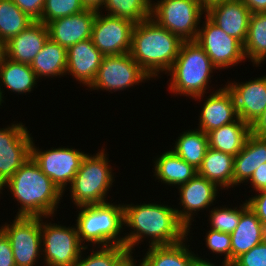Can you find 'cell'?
Instances as JSON below:
<instances>
[{"mask_svg":"<svg viewBox=\"0 0 266 266\" xmlns=\"http://www.w3.org/2000/svg\"><path fill=\"white\" fill-rule=\"evenodd\" d=\"M174 205L160 203H123L125 247L135 252L143 244L160 246L178 243L188 236V228L179 220Z\"/></svg>","mask_w":266,"mask_h":266,"instance_id":"obj_1","label":"cell"},{"mask_svg":"<svg viewBox=\"0 0 266 266\" xmlns=\"http://www.w3.org/2000/svg\"><path fill=\"white\" fill-rule=\"evenodd\" d=\"M112 201L76 207L75 225L84 247L125 246L123 203Z\"/></svg>","mask_w":266,"mask_h":266,"instance_id":"obj_5","label":"cell"},{"mask_svg":"<svg viewBox=\"0 0 266 266\" xmlns=\"http://www.w3.org/2000/svg\"><path fill=\"white\" fill-rule=\"evenodd\" d=\"M84 247L75 266H115L116 262L128 251L125 246ZM92 250V251H91ZM85 252V253H84ZM85 255V256H84Z\"/></svg>","mask_w":266,"mask_h":266,"instance_id":"obj_35","label":"cell"},{"mask_svg":"<svg viewBox=\"0 0 266 266\" xmlns=\"http://www.w3.org/2000/svg\"><path fill=\"white\" fill-rule=\"evenodd\" d=\"M86 9L100 11L105 3V0H81Z\"/></svg>","mask_w":266,"mask_h":266,"instance_id":"obj_47","label":"cell"},{"mask_svg":"<svg viewBox=\"0 0 266 266\" xmlns=\"http://www.w3.org/2000/svg\"><path fill=\"white\" fill-rule=\"evenodd\" d=\"M173 144L171 150L197 170L209 147L207 134L197 128L183 131Z\"/></svg>","mask_w":266,"mask_h":266,"instance_id":"obj_30","label":"cell"},{"mask_svg":"<svg viewBox=\"0 0 266 266\" xmlns=\"http://www.w3.org/2000/svg\"><path fill=\"white\" fill-rule=\"evenodd\" d=\"M136 255L133 251L128 250L115 264V266H144L143 259H134L132 255ZM138 262V263H136Z\"/></svg>","mask_w":266,"mask_h":266,"instance_id":"obj_44","label":"cell"},{"mask_svg":"<svg viewBox=\"0 0 266 266\" xmlns=\"http://www.w3.org/2000/svg\"><path fill=\"white\" fill-rule=\"evenodd\" d=\"M240 203L239 207L222 205L219 207H213L209 210V225L211 229L218 230L220 232L231 234L238 225L241 213L248 207V203L245 200Z\"/></svg>","mask_w":266,"mask_h":266,"instance_id":"obj_34","label":"cell"},{"mask_svg":"<svg viewBox=\"0 0 266 266\" xmlns=\"http://www.w3.org/2000/svg\"><path fill=\"white\" fill-rule=\"evenodd\" d=\"M30 65L39 80L64 77L66 76L67 49L48 38Z\"/></svg>","mask_w":266,"mask_h":266,"instance_id":"obj_27","label":"cell"},{"mask_svg":"<svg viewBox=\"0 0 266 266\" xmlns=\"http://www.w3.org/2000/svg\"><path fill=\"white\" fill-rule=\"evenodd\" d=\"M235 100L238 118L252 124L266 109V75L253 80L226 83Z\"/></svg>","mask_w":266,"mask_h":266,"instance_id":"obj_17","label":"cell"},{"mask_svg":"<svg viewBox=\"0 0 266 266\" xmlns=\"http://www.w3.org/2000/svg\"><path fill=\"white\" fill-rule=\"evenodd\" d=\"M251 134L266 138V109L263 113L250 125Z\"/></svg>","mask_w":266,"mask_h":266,"instance_id":"obj_43","label":"cell"},{"mask_svg":"<svg viewBox=\"0 0 266 266\" xmlns=\"http://www.w3.org/2000/svg\"><path fill=\"white\" fill-rule=\"evenodd\" d=\"M0 229L11 243L16 266H38L42 261L41 217L15 216Z\"/></svg>","mask_w":266,"mask_h":266,"instance_id":"obj_11","label":"cell"},{"mask_svg":"<svg viewBox=\"0 0 266 266\" xmlns=\"http://www.w3.org/2000/svg\"><path fill=\"white\" fill-rule=\"evenodd\" d=\"M0 266H16L11 243L0 229Z\"/></svg>","mask_w":266,"mask_h":266,"instance_id":"obj_41","label":"cell"},{"mask_svg":"<svg viewBox=\"0 0 266 266\" xmlns=\"http://www.w3.org/2000/svg\"><path fill=\"white\" fill-rule=\"evenodd\" d=\"M204 96L206 97L204 100ZM204 101H202V100ZM195 101L203 102L199 111V126L197 129L208 133L221 126L231 124L238 119L235 100L232 92L224 84L217 90H213L209 96L205 94L193 98Z\"/></svg>","mask_w":266,"mask_h":266,"instance_id":"obj_16","label":"cell"},{"mask_svg":"<svg viewBox=\"0 0 266 266\" xmlns=\"http://www.w3.org/2000/svg\"><path fill=\"white\" fill-rule=\"evenodd\" d=\"M250 134V124L238 118L231 124L208 132V144L215 150L235 157L243 149Z\"/></svg>","mask_w":266,"mask_h":266,"instance_id":"obj_26","label":"cell"},{"mask_svg":"<svg viewBox=\"0 0 266 266\" xmlns=\"http://www.w3.org/2000/svg\"><path fill=\"white\" fill-rule=\"evenodd\" d=\"M15 5L34 21L42 16L45 0H12Z\"/></svg>","mask_w":266,"mask_h":266,"instance_id":"obj_40","label":"cell"},{"mask_svg":"<svg viewBox=\"0 0 266 266\" xmlns=\"http://www.w3.org/2000/svg\"><path fill=\"white\" fill-rule=\"evenodd\" d=\"M189 237L170 245L151 246L145 250L144 266H192L194 251L187 245ZM190 249V250H189ZM147 250V251H146Z\"/></svg>","mask_w":266,"mask_h":266,"instance_id":"obj_29","label":"cell"},{"mask_svg":"<svg viewBox=\"0 0 266 266\" xmlns=\"http://www.w3.org/2000/svg\"><path fill=\"white\" fill-rule=\"evenodd\" d=\"M152 0H105L100 10L106 15L125 18L137 24L151 18Z\"/></svg>","mask_w":266,"mask_h":266,"instance_id":"obj_33","label":"cell"},{"mask_svg":"<svg viewBox=\"0 0 266 266\" xmlns=\"http://www.w3.org/2000/svg\"><path fill=\"white\" fill-rule=\"evenodd\" d=\"M246 201L266 228V189L255 192V195H251Z\"/></svg>","mask_w":266,"mask_h":266,"instance_id":"obj_39","label":"cell"},{"mask_svg":"<svg viewBox=\"0 0 266 266\" xmlns=\"http://www.w3.org/2000/svg\"><path fill=\"white\" fill-rule=\"evenodd\" d=\"M161 154L152 159L155 181L157 179V182L178 188L198 174V170L193 165L188 164L170 148Z\"/></svg>","mask_w":266,"mask_h":266,"instance_id":"obj_23","label":"cell"},{"mask_svg":"<svg viewBox=\"0 0 266 266\" xmlns=\"http://www.w3.org/2000/svg\"><path fill=\"white\" fill-rule=\"evenodd\" d=\"M86 10L81 0H45L41 19L45 25L52 20L67 17Z\"/></svg>","mask_w":266,"mask_h":266,"instance_id":"obj_36","label":"cell"},{"mask_svg":"<svg viewBox=\"0 0 266 266\" xmlns=\"http://www.w3.org/2000/svg\"><path fill=\"white\" fill-rule=\"evenodd\" d=\"M105 150L102 147L97 153H88L82 159L78 172L67 188L75 207L103 204L110 199L107 194L113 187L116 173L112 172L109 154Z\"/></svg>","mask_w":266,"mask_h":266,"instance_id":"obj_6","label":"cell"},{"mask_svg":"<svg viewBox=\"0 0 266 266\" xmlns=\"http://www.w3.org/2000/svg\"><path fill=\"white\" fill-rule=\"evenodd\" d=\"M243 47L245 58L252 62L253 67H262L261 63L266 61V12L251 15Z\"/></svg>","mask_w":266,"mask_h":266,"instance_id":"obj_31","label":"cell"},{"mask_svg":"<svg viewBox=\"0 0 266 266\" xmlns=\"http://www.w3.org/2000/svg\"><path fill=\"white\" fill-rule=\"evenodd\" d=\"M266 163V138L250 134L241 152L234 157L233 188L247 183L255 170Z\"/></svg>","mask_w":266,"mask_h":266,"instance_id":"obj_24","label":"cell"},{"mask_svg":"<svg viewBox=\"0 0 266 266\" xmlns=\"http://www.w3.org/2000/svg\"><path fill=\"white\" fill-rule=\"evenodd\" d=\"M7 57L6 43L0 40V66L3 64Z\"/></svg>","mask_w":266,"mask_h":266,"instance_id":"obj_48","label":"cell"},{"mask_svg":"<svg viewBox=\"0 0 266 266\" xmlns=\"http://www.w3.org/2000/svg\"><path fill=\"white\" fill-rule=\"evenodd\" d=\"M96 12L86 9L74 15L52 20L46 24L49 38L66 49L90 39Z\"/></svg>","mask_w":266,"mask_h":266,"instance_id":"obj_19","label":"cell"},{"mask_svg":"<svg viewBox=\"0 0 266 266\" xmlns=\"http://www.w3.org/2000/svg\"><path fill=\"white\" fill-rule=\"evenodd\" d=\"M104 13L103 11L96 12L91 35L93 45L104 56L130 52L135 23Z\"/></svg>","mask_w":266,"mask_h":266,"instance_id":"obj_13","label":"cell"},{"mask_svg":"<svg viewBox=\"0 0 266 266\" xmlns=\"http://www.w3.org/2000/svg\"><path fill=\"white\" fill-rule=\"evenodd\" d=\"M5 188L20 206L16 216H49L51 221H54L53 218L64 196L31 157L0 186V194H3Z\"/></svg>","mask_w":266,"mask_h":266,"instance_id":"obj_2","label":"cell"},{"mask_svg":"<svg viewBox=\"0 0 266 266\" xmlns=\"http://www.w3.org/2000/svg\"><path fill=\"white\" fill-rule=\"evenodd\" d=\"M21 121L0 128V186L30 158L33 136Z\"/></svg>","mask_w":266,"mask_h":266,"instance_id":"obj_14","label":"cell"},{"mask_svg":"<svg viewBox=\"0 0 266 266\" xmlns=\"http://www.w3.org/2000/svg\"><path fill=\"white\" fill-rule=\"evenodd\" d=\"M49 38L47 26L35 21L6 43L7 58L31 64Z\"/></svg>","mask_w":266,"mask_h":266,"instance_id":"obj_21","label":"cell"},{"mask_svg":"<svg viewBox=\"0 0 266 266\" xmlns=\"http://www.w3.org/2000/svg\"><path fill=\"white\" fill-rule=\"evenodd\" d=\"M198 1L205 9H207L209 6L225 0H198Z\"/></svg>","mask_w":266,"mask_h":266,"instance_id":"obj_49","label":"cell"},{"mask_svg":"<svg viewBox=\"0 0 266 266\" xmlns=\"http://www.w3.org/2000/svg\"><path fill=\"white\" fill-rule=\"evenodd\" d=\"M230 237L232 264L239 256L266 239V228L256 214L247 207L241 213L238 225Z\"/></svg>","mask_w":266,"mask_h":266,"instance_id":"obj_22","label":"cell"},{"mask_svg":"<svg viewBox=\"0 0 266 266\" xmlns=\"http://www.w3.org/2000/svg\"><path fill=\"white\" fill-rule=\"evenodd\" d=\"M150 81L151 78L132 58L130 52L104 56L93 83L86 90L126 91L133 86Z\"/></svg>","mask_w":266,"mask_h":266,"instance_id":"obj_9","label":"cell"},{"mask_svg":"<svg viewBox=\"0 0 266 266\" xmlns=\"http://www.w3.org/2000/svg\"><path fill=\"white\" fill-rule=\"evenodd\" d=\"M210 229V230H209ZM205 233V246L212 254L224 256V261L231 264V237L229 233L209 228ZM218 254V255H217Z\"/></svg>","mask_w":266,"mask_h":266,"instance_id":"obj_37","label":"cell"},{"mask_svg":"<svg viewBox=\"0 0 266 266\" xmlns=\"http://www.w3.org/2000/svg\"><path fill=\"white\" fill-rule=\"evenodd\" d=\"M212 260L209 258H202V256H199L198 253L194 254L193 257V262H192V266H231V264H229L228 262H225L224 260L221 262L222 265H218V260H217V264H216V260L215 262H211Z\"/></svg>","mask_w":266,"mask_h":266,"instance_id":"obj_46","label":"cell"},{"mask_svg":"<svg viewBox=\"0 0 266 266\" xmlns=\"http://www.w3.org/2000/svg\"><path fill=\"white\" fill-rule=\"evenodd\" d=\"M252 13L241 0H225L209 6L206 16L226 34L244 44Z\"/></svg>","mask_w":266,"mask_h":266,"instance_id":"obj_18","label":"cell"},{"mask_svg":"<svg viewBox=\"0 0 266 266\" xmlns=\"http://www.w3.org/2000/svg\"><path fill=\"white\" fill-rule=\"evenodd\" d=\"M61 147H51L43 151L37 147L32 139L30 147V157L41 168L42 172L48 176L54 184L65 194L67 186H70L73 178L80 168L82 159L87 154L81 149Z\"/></svg>","mask_w":266,"mask_h":266,"instance_id":"obj_10","label":"cell"},{"mask_svg":"<svg viewBox=\"0 0 266 266\" xmlns=\"http://www.w3.org/2000/svg\"><path fill=\"white\" fill-rule=\"evenodd\" d=\"M199 27L195 41L206 52L214 66L219 70L233 68L245 62L243 44L226 34L216 26L206 15ZM233 66V67H232Z\"/></svg>","mask_w":266,"mask_h":266,"instance_id":"obj_12","label":"cell"},{"mask_svg":"<svg viewBox=\"0 0 266 266\" xmlns=\"http://www.w3.org/2000/svg\"><path fill=\"white\" fill-rule=\"evenodd\" d=\"M3 96H2V93H1V89H0V106L3 107L2 103H5V101L3 100ZM1 108V107H0Z\"/></svg>","mask_w":266,"mask_h":266,"instance_id":"obj_50","label":"cell"},{"mask_svg":"<svg viewBox=\"0 0 266 266\" xmlns=\"http://www.w3.org/2000/svg\"><path fill=\"white\" fill-rule=\"evenodd\" d=\"M234 156L208 147L198 174L220 189L233 188Z\"/></svg>","mask_w":266,"mask_h":266,"instance_id":"obj_28","label":"cell"},{"mask_svg":"<svg viewBox=\"0 0 266 266\" xmlns=\"http://www.w3.org/2000/svg\"><path fill=\"white\" fill-rule=\"evenodd\" d=\"M35 21L12 0H0V40L7 43Z\"/></svg>","mask_w":266,"mask_h":266,"instance_id":"obj_32","label":"cell"},{"mask_svg":"<svg viewBox=\"0 0 266 266\" xmlns=\"http://www.w3.org/2000/svg\"><path fill=\"white\" fill-rule=\"evenodd\" d=\"M179 193L178 207H175L179 220L188 228L189 239L192 223L198 212L209 211L210 207L215 205L216 199L220 196V189L215 183L208 181L206 178L196 174L187 183L177 188ZM217 197V198H216ZM212 204V205H211ZM209 209V210H207ZM194 216V217H193Z\"/></svg>","mask_w":266,"mask_h":266,"instance_id":"obj_15","label":"cell"},{"mask_svg":"<svg viewBox=\"0 0 266 266\" xmlns=\"http://www.w3.org/2000/svg\"><path fill=\"white\" fill-rule=\"evenodd\" d=\"M49 218L41 217L42 265L75 266L84 248L76 225L67 227L59 221L52 223Z\"/></svg>","mask_w":266,"mask_h":266,"instance_id":"obj_8","label":"cell"},{"mask_svg":"<svg viewBox=\"0 0 266 266\" xmlns=\"http://www.w3.org/2000/svg\"><path fill=\"white\" fill-rule=\"evenodd\" d=\"M155 1L152 0L151 18L161 27L177 35L182 41H195L200 23L206 15V9L199 1Z\"/></svg>","mask_w":266,"mask_h":266,"instance_id":"obj_7","label":"cell"},{"mask_svg":"<svg viewBox=\"0 0 266 266\" xmlns=\"http://www.w3.org/2000/svg\"><path fill=\"white\" fill-rule=\"evenodd\" d=\"M39 81L30 64L13 61L6 57L0 66V89L3 98H5L3 94L5 89L17 96L32 93Z\"/></svg>","mask_w":266,"mask_h":266,"instance_id":"obj_25","label":"cell"},{"mask_svg":"<svg viewBox=\"0 0 266 266\" xmlns=\"http://www.w3.org/2000/svg\"><path fill=\"white\" fill-rule=\"evenodd\" d=\"M182 42L177 35L149 18L135 24L130 54L142 70L156 80L169 71Z\"/></svg>","mask_w":266,"mask_h":266,"instance_id":"obj_3","label":"cell"},{"mask_svg":"<svg viewBox=\"0 0 266 266\" xmlns=\"http://www.w3.org/2000/svg\"><path fill=\"white\" fill-rule=\"evenodd\" d=\"M216 70L218 69L196 41H183L176 60L166 73L171 77L167 91L174 96L192 99L207 95L210 92L206 90L212 88L209 85Z\"/></svg>","mask_w":266,"mask_h":266,"instance_id":"obj_4","label":"cell"},{"mask_svg":"<svg viewBox=\"0 0 266 266\" xmlns=\"http://www.w3.org/2000/svg\"><path fill=\"white\" fill-rule=\"evenodd\" d=\"M103 57L91 38L78 42L67 49L66 75H72L78 84L89 87L97 75Z\"/></svg>","mask_w":266,"mask_h":266,"instance_id":"obj_20","label":"cell"},{"mask_svg":"<svg viewBox=\"0 0 266 266\" xmlns=\"http://www.w3.org/2000/svg\"><path fill=\"white\" fill-rule=\"evenodd\" d=\"M231 266H266V239L239 256Z\"/></svg>","mask_w":266,"mask_h":266,"instance_id":"obj_38","label":"cell"},{"mask_svg":"<svg viewBox=\"0 0 266 266\" xmlns=\"http://www.w3.org/2000/svg\"><path fill=\"white\" fill-rule=\"evenodd\" d=\"M253 13L266 12V0H241Z\"/></svg>","mask_w":266,"mask_h":266,"instance_id":"obj_45","label":"cell"},{"mask_svg":"<svg viewBox=\"0 0 266 266\" xmlns=\"http://www.w3.org/2000/svg\"><path fill=\"white\" fill-rule=\"evenodd\" d=\"M249 183L251 185L249 186V188H252V190H250L251 192H257L266 189V163L261 164L255 170L250 180L246 184H244V186L248 185Z\"/></svg>","mask_w":266,"mask_h":266,"instance_id":"obj_42","label":"cell"}]
</instances>
